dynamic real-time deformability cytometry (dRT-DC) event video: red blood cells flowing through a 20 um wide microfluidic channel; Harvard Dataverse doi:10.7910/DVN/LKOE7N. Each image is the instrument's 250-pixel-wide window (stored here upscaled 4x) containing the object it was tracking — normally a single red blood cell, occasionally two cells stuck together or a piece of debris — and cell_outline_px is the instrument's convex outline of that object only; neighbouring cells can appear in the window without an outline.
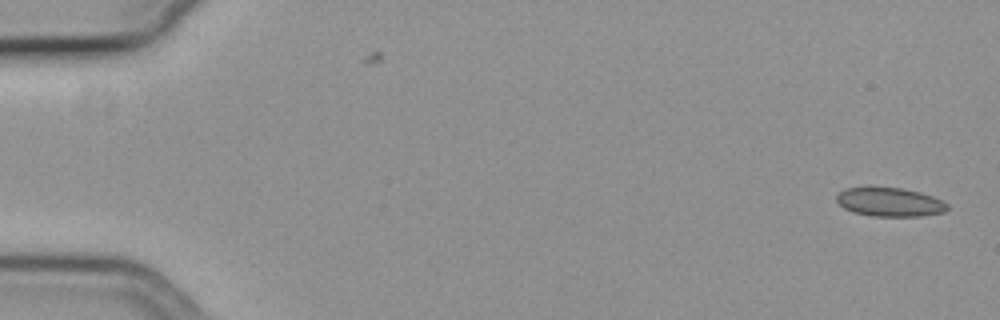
{"species": "common noctule bat (a hibernating species)", "species_latin": "Nyctalus noctula", "temperature_condition": "cold", "stored_images_in_passage": 11, "camera_frame_rate_fps": 3000, "um_per_image_px": 0.085, "animal": {"sex": "female", "body_mass_g": 19.3, "forearm_length_mm": 54.1}, "frame": {"image": 1, "passage_image": 1, "time_ms": 0.0, "image_size_px": [1000, 320], "cell_outline_px": [[948, 208], [944, 212], [920, 216], [872, 216], [852, 212], [844, 208], [836, 200], [836, 196], [844, 188], [868, 184], [900, 188], [920, 192], [932, 196], [948, 204]], "centroid_in_image_um": [75.55, 17.13], "position_along_channel_um": 9.4, "area_um2": 19.19}}